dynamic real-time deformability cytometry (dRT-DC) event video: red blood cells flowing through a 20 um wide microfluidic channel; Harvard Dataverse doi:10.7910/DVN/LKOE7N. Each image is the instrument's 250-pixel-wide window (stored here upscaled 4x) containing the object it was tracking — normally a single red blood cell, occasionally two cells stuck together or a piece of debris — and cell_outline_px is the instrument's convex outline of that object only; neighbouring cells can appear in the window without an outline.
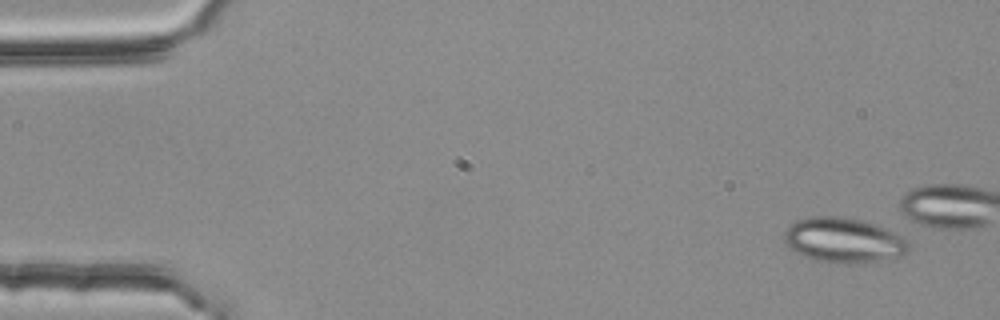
{"species": "common noctule bat (a hibernating species)", "species_latin": "Nyctalus noctula", "temperature_condition": "room temperature", "stored_images_in_passage": 3, "camera_frame_rate_fps": 3000, "um_per_image_px": 0.085, "animal": {"sex": "female", "body_mass_g": 25.1}, "frame": {"image": 1, "passage_image": 1, "time_ms": 0.0, "image_size_px": [1000, 320], "cell_outline_px": [[908, 252], [896, 256], [876, 260], [852, 264], [844, 264], [812, 260], [796, 252], [784, 240], [784, 232], [788, 224], [796, 220], [812, 216], [840, 216], [860, 220], [876, 224], [888, 228], [904, 236], [908, 240]], "centroid_in_image_um": [71.69, 20.4], "position_along_channel_um": 13.3, "area_um2": 32.71}}